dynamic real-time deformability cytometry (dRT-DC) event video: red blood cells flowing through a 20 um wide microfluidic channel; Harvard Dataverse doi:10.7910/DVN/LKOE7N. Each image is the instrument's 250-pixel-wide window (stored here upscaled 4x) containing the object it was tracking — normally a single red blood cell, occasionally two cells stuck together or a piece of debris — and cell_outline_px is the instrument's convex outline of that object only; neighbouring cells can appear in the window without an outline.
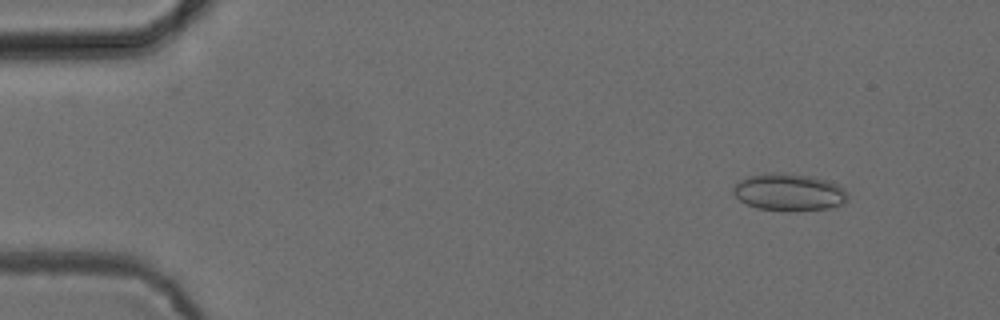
{"species": "common noctule bat (a hibernating species)", "species_latin": "Nyctalus noctula", "temperature_condition": "cold", "stored_images_in_passage": 53, "camera_frame_rate_fps": 3000, "um_per_image_px": 0.085, "animal": {"sex": "female", "body_mass_g": 24.6, "forearm_length_mm": 56.2}, "frame": {"image": 1, "passage_image": 6, "time_ms": 1.667, "image_size_px": [1000, 320], "cell_outline_px": [[848, 200], [844, 204], [828, 208], [788, 212], [756, 208], [740, 200], [732, 192], [732, 188], [740, 180], [748, 176], [764, 172], [784, 172], [812, 176], [828, 180], [844, 188], [848, 192]], "centroid_in_image_um": [67.08, 16.33], "position_along_channel_um": 17.9, "area_um2": 25.37}}
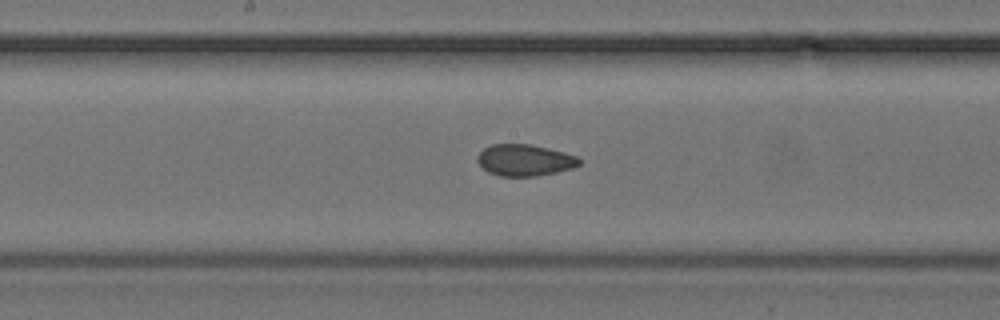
{"frame": {"image": 2, "passage_image": 28, "time_ms": 9.0, "image_size_px": [1000, 320], "cell_outline_px": [[580, 164], [572, 168], [556, 172], [536, 176], [500, 176], [488, 172], [476, 160], [476, 156], [484, 148], [492, 144], [532, 144], [564, 152], [576, 156], [580, 160]], "centroid_in_image_um": [44.58, 13.61], "position_along_channel_um": 203.6, "area_um2": 18.67}}
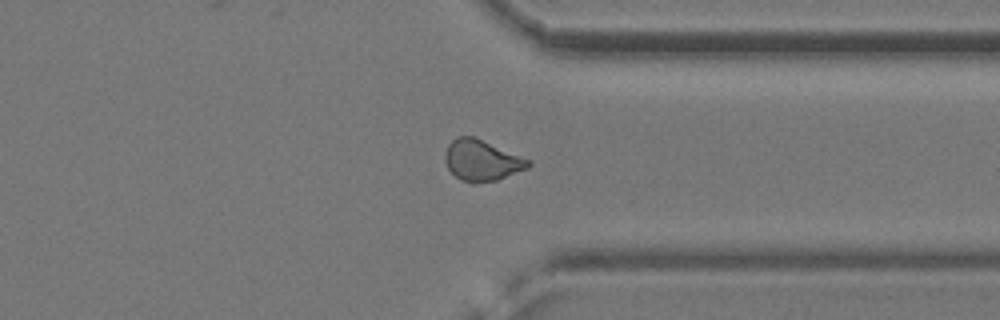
{"frame": {"image": 3, "passage_image": 41, "time_ms": 13.333, "image_size_px": [1000, 320], "cell_outline_px": [[532, 164], [528, 168], [496, 180], [472, 184], [460, 180], [448, 168], [444, 160], [444, 156], [448, 144], [456, 136], [476, 136], [532, 160]], "centroid_in_image_um": [40.96, 13.61], "position_along_channel_um": 370.4, "area_um2": 20.23}, "authors_computed_cell_mechanics": {"area_um2": 19.5364, "velocity_mm_per_s": 3.8739, "shape_relaxation_time_tau1_ms": null, "shape_relaxation_time_tau2_ms": 2.1699, "deformation_change_tau1": null, "deformation_change_tau2": 0.0369}}